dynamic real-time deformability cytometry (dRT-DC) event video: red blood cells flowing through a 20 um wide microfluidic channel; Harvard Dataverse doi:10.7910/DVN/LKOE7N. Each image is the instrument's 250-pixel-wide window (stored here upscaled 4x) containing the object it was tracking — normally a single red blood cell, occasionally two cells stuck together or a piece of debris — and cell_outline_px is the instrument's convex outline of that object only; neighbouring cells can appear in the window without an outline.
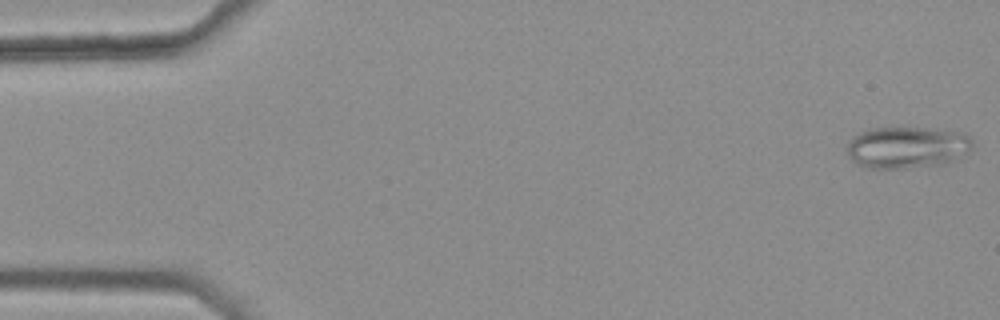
{"species": "common noctule bat (a hibernating species)", "species_latin": "Nyctalus noctula", "temperature_condition": "warm", "stored_images_in_passage": 46, "camera_frame_rate_fps": 3000, "um_per_image_px": 0.085, "animal": {"sex": "female", "body_mass_g": 25.1}, "frame": {"image": 1, "passage_image": 1, "time_ms": 0.0, "image_size_px": [1000, 320], "cell_outline_px": [[972, 148], [968, 152], [952, 160], [940, 164], [904, 168], [864, 168], [856, 164], [848, 156], [848, 144], [852, 136], [868, 128], [928, 128], [964, 132], [972, 140]], "centroid_in_image_um": [77.07, 12.52], "position_along_channel_um": 7.9, "area_um2": 30.52}}
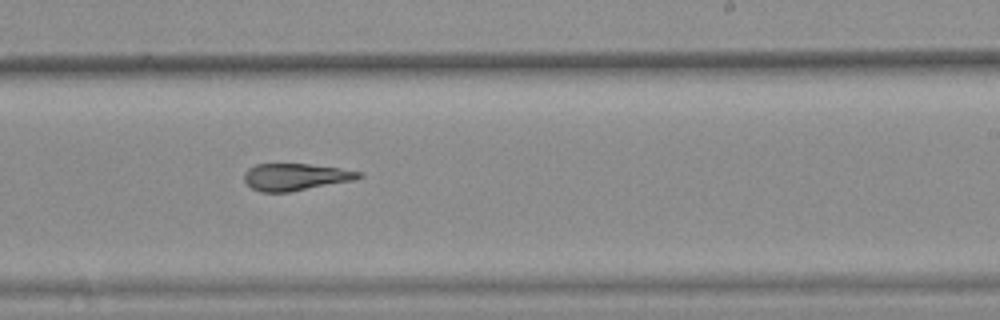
{"frame": {"image": 2, "passage_image": 32, "time_ms": 10.333, "image_size_px": [1000, 320], "cell_outline_px": [[364, 176], [356, 180], [288, 192], [260, 192], [252, 188], [244, 180], [244, 172], [248, 168], [256, 164], [308, 164], [340, 168], [364, 172]], "centroid_in_image_um": [25.15, 15.03], "position_along_channel_um": 263.8, "area_um2": 18.15}}
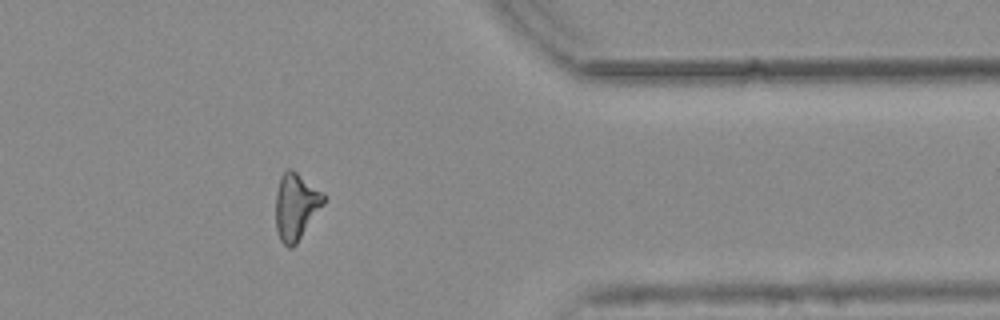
{"frame": {"image": 3, "passage_image": 43, "time_ms": 14.0, "image_size_px": [1000, 320], "cell_outline_px": [[328, 196], [324, 204], [296, 244], [292, 248], [288, 248], [280, 240], [276, 228], [276, 192], [280, 176], [288, 168], [292, 168], [324, 192]], "centroid_in_image_um": [25.17, 17.52], "position_along_channel_um": 386.2, "area_um2": 18.9}, "authors_computed_cell_mechanics": {"area_um2": 19.1607, "velocity_mm_per_s": 3.8029, "shape_relaxation_time_tau1_ms": null, "shape_relaxation_time_tau2_ms": 3.5003, "deformation_change_tau1": null, "deformation_change_tau2": 0.1184}}